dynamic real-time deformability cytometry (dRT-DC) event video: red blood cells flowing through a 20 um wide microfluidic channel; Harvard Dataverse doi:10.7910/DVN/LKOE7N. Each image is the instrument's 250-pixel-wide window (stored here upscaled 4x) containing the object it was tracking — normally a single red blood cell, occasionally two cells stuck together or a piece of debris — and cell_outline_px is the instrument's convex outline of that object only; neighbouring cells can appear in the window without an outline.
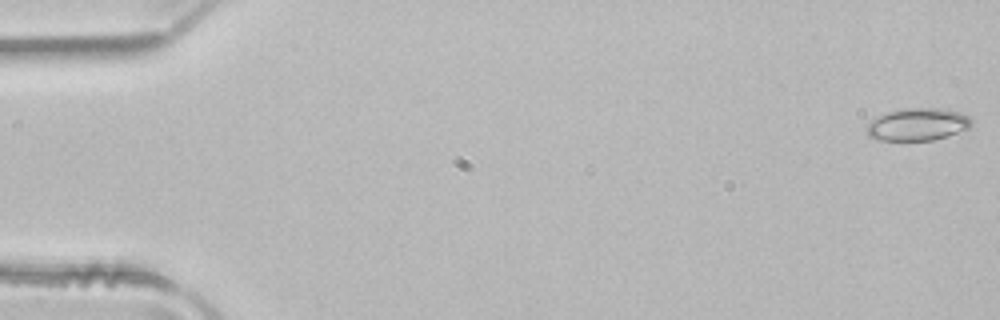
{"species": "common noctule bat (a hibernating species)", "species_latin": "Nyctalus noctula", "temperature_condition": "room temperature", "stored_images_in_passage": 9, "camera_frame_rate_fps": 3000, "um_per_image_px": 0.085, "animal": {"sex": "male", "body_mass_g": 21.5, "forearm_length_mm": 52.0}, "frame": {"image": 1, "passage_image": 1, "time_ms": 0.0, "image_size_px": [1000, 320], "cell_outline_px": [[972, 124], [968, 128], [932, 140], [876, 140], [868, 136], [864, 128], [876, 116], [884, 112], [900, 108], [940, 108], [960, 112], [968, 116], [972, 120]], "centroid_in_image_um": [77.92, 10.55], "position_along_channel_um": 7.1, "area_um2": 19.94}}